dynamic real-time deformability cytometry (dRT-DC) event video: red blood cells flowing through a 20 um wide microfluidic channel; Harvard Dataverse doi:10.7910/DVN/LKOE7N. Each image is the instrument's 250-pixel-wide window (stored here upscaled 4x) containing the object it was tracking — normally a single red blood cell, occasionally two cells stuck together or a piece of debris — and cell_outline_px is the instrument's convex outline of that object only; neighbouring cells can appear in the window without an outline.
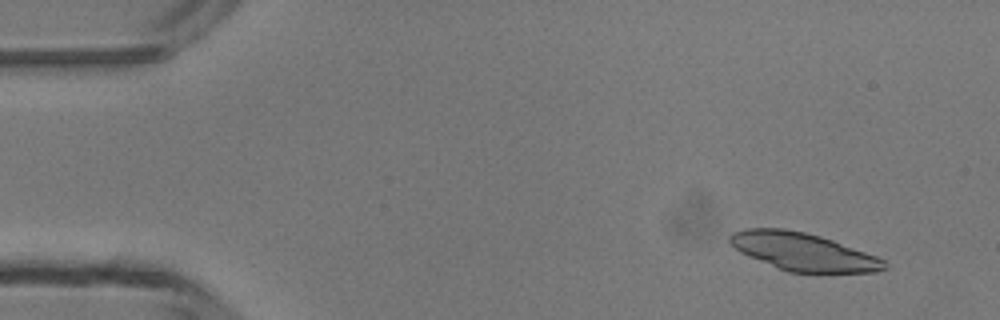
{"species": "common noctule bat (a hibernating species)", "species_latin": "Nyctalus noctula", "temperature_condition": "room temperature", "stored_images_in_passage": 4, "camera_frame_rate_fps": 3000, "um_per_image_px": 0.085, "animal": {"sex": "male", "body_mass_g": 13.3}, "frame": {"image": 1, "passage_image": 1, "time_ms": 0.0, "image_size_px": [1000, 320], "cell_outline_px": [[888, 268], [876, 272], [820, 276], [788, 272], [776, 268], [740, 252], [728, 240], [728, 236], [732, 232], [744, 228], [784, 228], [804, 232], [820, 236], [832, 240], [876, 256], [884, 260], [888, 264]], "centroid_in_image_um": [68.32, 21.46], "position_along_channel_um": 16.7, "area_um2": 35.14}}